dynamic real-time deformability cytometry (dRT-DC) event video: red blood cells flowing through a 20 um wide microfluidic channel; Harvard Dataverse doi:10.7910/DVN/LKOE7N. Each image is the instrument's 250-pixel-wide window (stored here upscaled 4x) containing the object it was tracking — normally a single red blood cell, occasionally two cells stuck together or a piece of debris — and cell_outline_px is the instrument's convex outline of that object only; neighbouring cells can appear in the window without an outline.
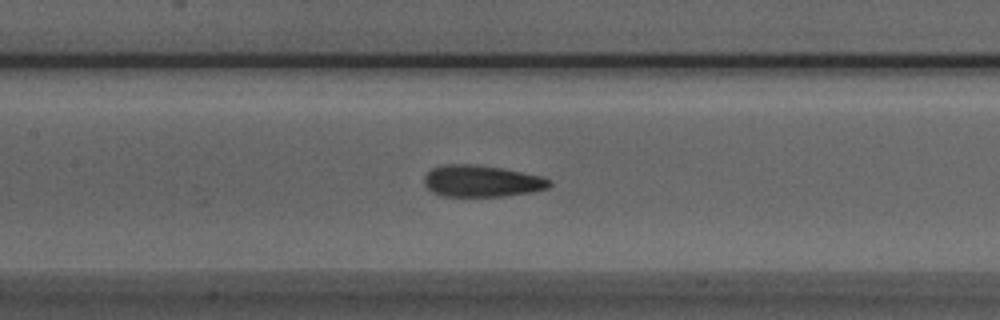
{"species": "Egyptian fruit bat (a non-hibernating species)", "species_latin": "Rousettus aegyptiacus", "temperature_condition": "room temperature", "stored_images_in_passage": 51, "camera_frame_rate_fps": 3000, "um_per_image_px": 0.085, "animal": {"sex": "male"}, "frame": {"image": 1, "passage_image": 22, "time_ms": 7.0, "image_size_px": [1000, 320], "cell_outline_px": [[552, 184], [548, 188], [532, 192], [504, 196], [440, 196], [432, 192], [424, 184], [424, 176], [432, 168], [444, 164], [476, 164], [504, 168], [544, 176], [552, 180]], "centroid_in_image_um": [40.97, 15.38], "position_along_channel_um": 166.4, "area_um2": 23.47}}
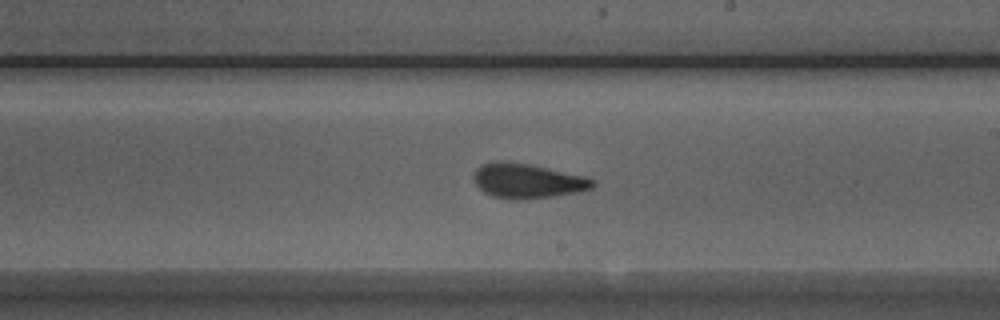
{"frame": {"image": 2, "passage_image": 28, "time_ms": 9.0, "image_size_px": [1000, 320], "cell_outline_px": [[596, 184], [592, 188], [580, 192], [552, 196], [516, 200], [512, 200], [492, 196], [484, 192], [476, 184], [472, 176], [476, 168], [484, 164], [496, 160], [504, 160], [528, 164], [588, 176], [596, 180]], "centroid_in_image_um": [44.86, 15.37], "position_along_channel_um": 244.1, "area_um2": 24.33}}
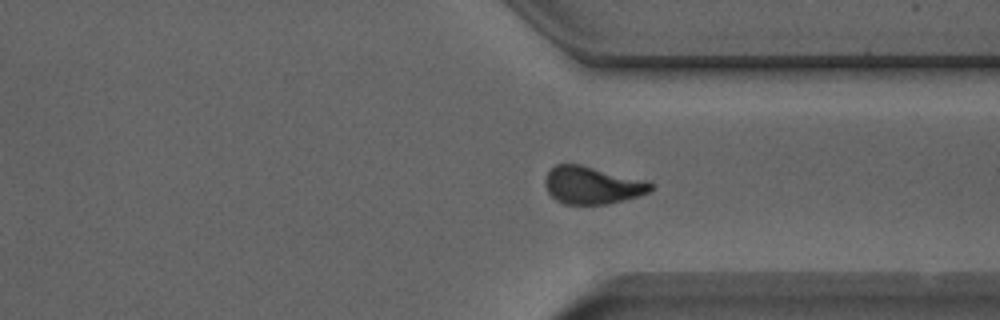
{"frame": {"image": 3, "passage_image": 37, "time_ms": 12.0, "image_size_px": [1000, 320], "cell_outline_px": [[652, 188], [648, 192], [636, 196], [608, 204], [564, 204], [556, 200], [548, 192], [544, 184], [544, 180], [548, 172], [556, 164], [580, 164], [644, 180], [652, 184]], "centroid_in_image_um": [50.28, 15.74], "position_along_channel_um": 361.1, "area_um2": 22.77}, "authors_computed_cell_mechanics": {"area_um2": 23.1778, "velocity_mm_per_s": 3.9015, "shape_relaxation_time_tau1_ms": 7.6191, "shape_relaxation_time_tau2_ms": 2.5704, "deformation_change_tau1": 0.2174, "deformation_change_tau2": 0.0842}}